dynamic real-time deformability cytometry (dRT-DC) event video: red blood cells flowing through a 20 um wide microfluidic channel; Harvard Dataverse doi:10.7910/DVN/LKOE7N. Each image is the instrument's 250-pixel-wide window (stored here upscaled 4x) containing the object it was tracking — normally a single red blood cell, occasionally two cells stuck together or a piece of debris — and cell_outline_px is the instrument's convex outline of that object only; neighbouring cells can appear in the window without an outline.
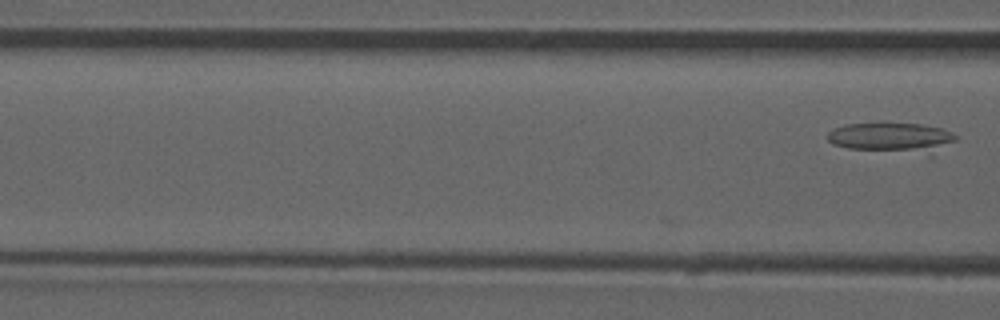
{"species": "common noctule bat (a hibernating species)", "species_latin": "Nyctalus noctula", "temperature_condition": "room temperature", "stored_images_in_passage": 4, "camera_frame_rate_fps": 3000, "um_per_image_px": 0.085, "animal": {"sex": "male", "forearm_length_mm": 52.5}, "frame": {"image": 1, "passage_image": 4, "time_ms": 1.0, "image_size_px": [1000, 320], "cell_outline_px": [[956, 140], [932, 156], [928, 156], [848, 148], [832, 144], [824, 136], [828, 132], [844, 124], [920, 124], [940, 128], [952, 132], [956, 136]], "centroid_in_image_um": [75.86, 11.74], "position_along_channel_um": 90.7, "area_um2": 22.89}}